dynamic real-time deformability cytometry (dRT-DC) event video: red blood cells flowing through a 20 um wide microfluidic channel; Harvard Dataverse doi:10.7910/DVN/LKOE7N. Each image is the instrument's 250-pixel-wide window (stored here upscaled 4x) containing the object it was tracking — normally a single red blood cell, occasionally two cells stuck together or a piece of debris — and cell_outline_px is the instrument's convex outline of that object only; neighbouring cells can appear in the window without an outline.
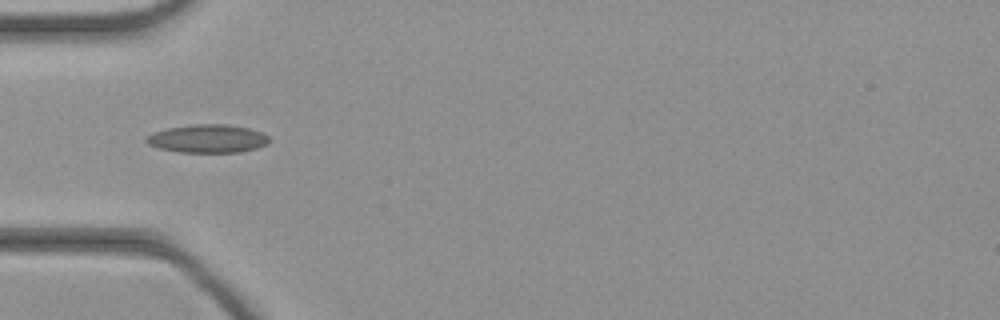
{"species": "common noctule bat (a hibernating species)", "species_latin": "Nyctalus noctula", "temperature_condition": "cold", "stored_images_in_passage": 22, "camera_frame_rate_fps": 3000, "um_per_image_px": 0.085, "animal": {"sex": "female", "body_mass_g": 21.9}, "frame": {"image": 1, "passage_image": 4, "time_ms": 1.0, "image_size_px": [1000, 320], "cell_outline_px": [[268, 144], [256, 148], [240, 152], [180, 152], [156, 148], [148, 144], [144, 140], [152, 132], [168, 128], [192, 124], [228, 124], [248, 128], [260, 132], [268, 136]], "centroid_in_image_um": [17.62, 11.78], "position_along_channel_um": 67.4, "area_um2": 20.23}}
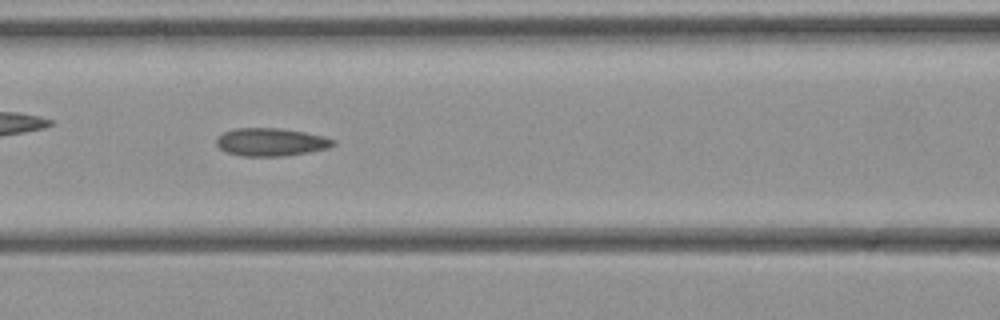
{"frame": {"image": 2, "passage_image": 9, "time_ms": 2.667, "image_size_px": [1000, 320], "cell_outline_px": [[336, 144], [328, 148], [308, 152], [284, 156], [244, 156], [224, 152], [216, 144], [216, 136], [224, 132], [236, 128], [280, 128], [304, 132], [324, 136], [336, 140]], "centroid_in_image_um": [23.02, 12.07], "position_along_channel_um": 143.6, "area_um2": 19.13}}
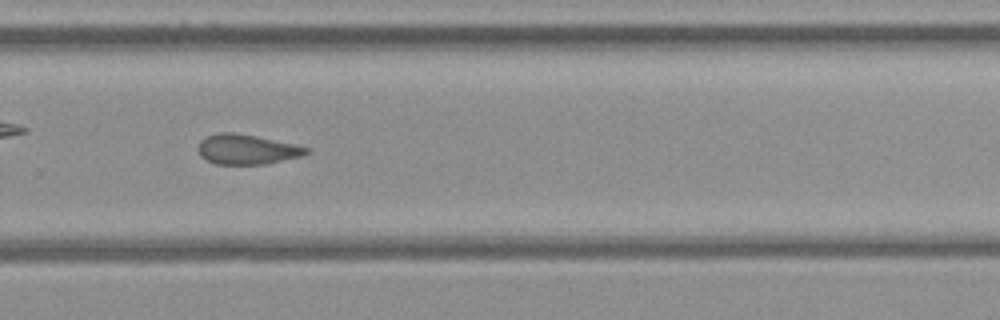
{"frame": {"image": 3, "passage_image": 20, "time_ms": 6.333, "image_size_px": [1000, 320], "cell_outline_px": [[312, 152], [304, 156], [268, 164], [216, 164], [200, 156], [200, 140], [208, 136], [220, 132], [232, 132], [256, 136], [292, 144], [308, 148]], "centroid_in_image_um": [21.04, 12.71], "position_along_channel_um": 308.8, "area_um2": 18.73}}